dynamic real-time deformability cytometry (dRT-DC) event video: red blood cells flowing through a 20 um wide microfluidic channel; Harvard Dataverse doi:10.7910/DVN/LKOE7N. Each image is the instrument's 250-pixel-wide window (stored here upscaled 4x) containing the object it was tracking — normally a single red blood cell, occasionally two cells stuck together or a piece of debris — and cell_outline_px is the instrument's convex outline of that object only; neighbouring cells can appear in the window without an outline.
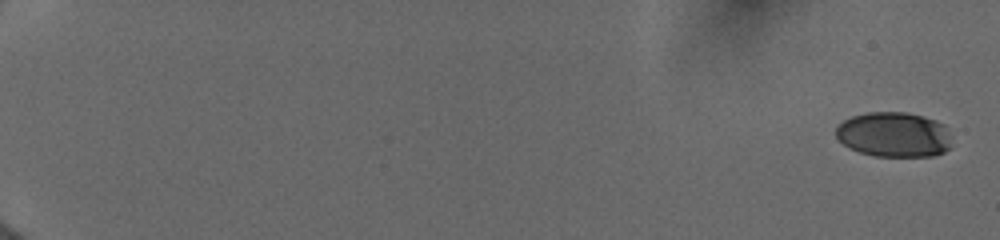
{"species": "human", "species_latin": "Homo sapiens", "temperature_condition": "cold", "stored_images_in_passage": 7, "camera_frame_rate_fps": 3000, "um_per_image_px": 0.085, "donor": {"sex": "female"}, "frame": {"image": 1, "passage_image": 1, "time_ms": 0.0, "image_size_px": [1000, 240], "cell_outline_px": [[948, 148], [944, 152], [932, 156], [876, 156], [860, 152], [844, 144], [836, 136], [836, 124], [852, 116], [868, 112], [904, 112], [924, 116], [936, 120], [944, 124], [948, 144]], "centroid_in_image_um": [75.93, 11.43], "position_along_channel_um": 9.1, "area_um2": 30.0}}